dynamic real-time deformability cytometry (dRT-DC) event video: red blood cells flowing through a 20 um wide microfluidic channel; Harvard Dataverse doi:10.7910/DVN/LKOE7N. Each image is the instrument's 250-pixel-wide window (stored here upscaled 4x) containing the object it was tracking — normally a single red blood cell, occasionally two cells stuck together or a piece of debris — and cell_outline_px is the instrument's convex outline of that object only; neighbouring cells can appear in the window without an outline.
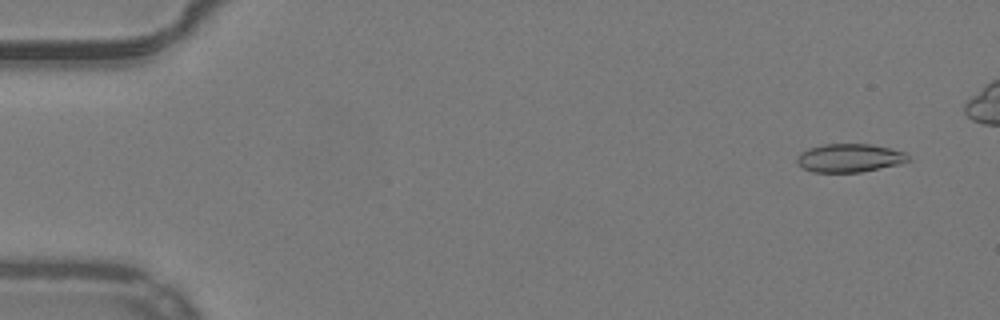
{"species": "common noctule bat (a hibernating species)", "species_latin": "Nyctalus noctula", "temperature_condition": "warm", "stored_images_in_passage": 50, "camera_frame_rate_fps": 3000, "um_per_image_px": 0.085, "animal": {"sex": "male", "body_mass_g": 19.2, "forearm_length_mm": 51.8}, "frame": {"image": 1, "passage_image": 4, "time_ms": 1.0, "image_size_px": [1000, 320], "cell_outline_px": [[912, 160], [900, 164], [860, 172], [812, 172], [804, 168], [796, 160], [796, 156], [800, 152], [808, 148], [824, 144], [872, 144], [908, 152]], "centroid_in_image_um": [72.26, 13.42], "position_along_channel_um": 12.7, "area_um2": 18.61}}
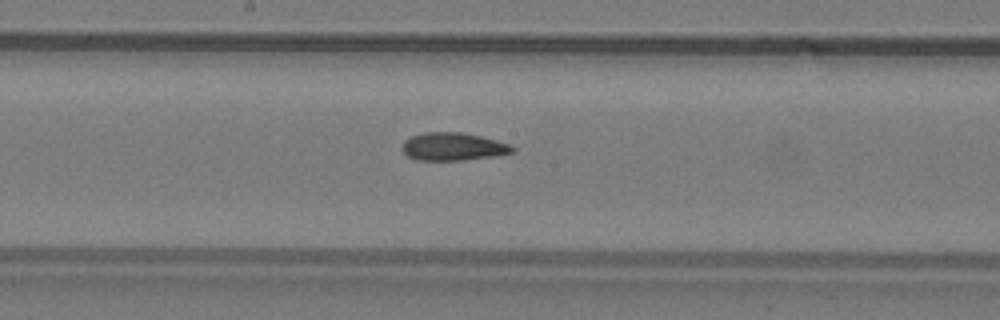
{"frame": {"image": 2, "passage_image": 29, "time_ms": 9.333, "image_size_px": [1000, 320], "cell_outline_px": [[516, 152], [492, 156], [460, 160], [416, 160], [408, 156], [404, 152], [404, 140], [412, 136], [424, 132], [460, 132], [480, 136], [496, 140], [508, 144], [516, 148]], "centroid_in_image_um": [38.53, 12.46], "position_along_channel_um": 209.7, "area_um2": 17.69}}
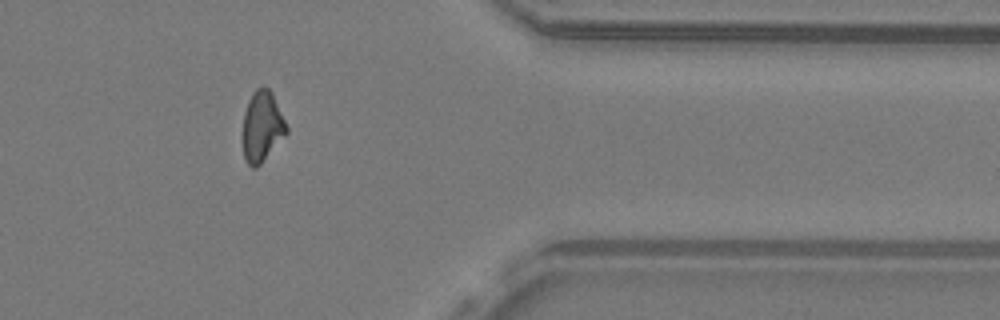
{"frame": {"image": 3, "passage_image": 44, "time_ms": 14.333, "image_size_px": [1000, 320], "cell_outline_px": [[288, 132], [260, 164], [256, 168], [252, 168], [244, 160], [244, 112], [248, 100], [252, 92], [256, 88], [264, 84], [272, 92], [288, 128]], "centroid_in_image_um": [22.28, 10.72], "position_along_channel_um": 389.1, "area_um2": 17.86}, "authors_computed_cell_mechanics": {"area_um2": 18.3804, "velocity_mm_per_s": 3.9493, "shape_relaxation_time_tau1_ms": null, "shape_relaxation_time_tau2_ms": 3.9965, "deformation_change_tau1": null, "deformation_change_tau2": 0.101}}